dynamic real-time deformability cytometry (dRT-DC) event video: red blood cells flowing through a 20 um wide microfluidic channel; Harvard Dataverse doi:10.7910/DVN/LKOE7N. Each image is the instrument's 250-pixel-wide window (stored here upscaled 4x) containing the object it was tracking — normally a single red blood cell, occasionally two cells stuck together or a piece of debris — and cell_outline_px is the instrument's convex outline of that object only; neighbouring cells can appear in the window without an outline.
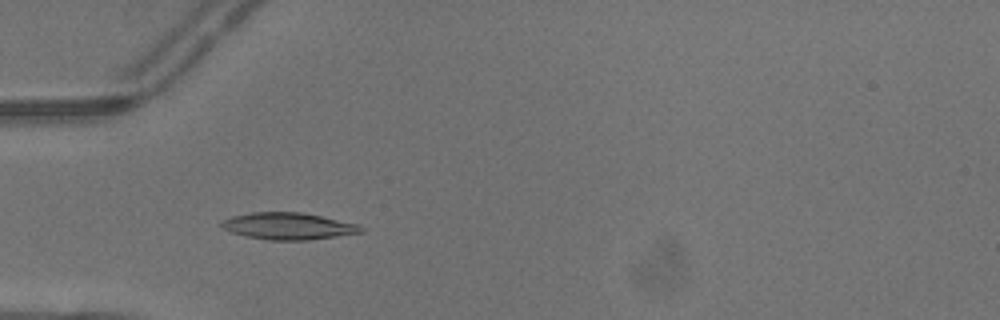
{"species": "common noctule bat (a hibernating species)", "species_latin": "Nyctalus noctula", "temperature_condition": "warm", "stored_images_in_passage": 4, "camera_frame_rate_fps": 3000, "um_per_image_px": 0.085, "animal": {"sex": "male", "body_mass_g": 13.3}, "frame": {"image": 1, "passage_image": 3, "time_ms": 0.667, "image_size_px": [1000, 320], "cell_outline_px": [[364, 232], [308, 240], [268, 240], [244, 236], [232, 232], [224, 228], [220, 224], [224, 220], [232, 216], [252, 212], [300, 212], [320, 216], [356, 224], [364, 228]], "centroid_in_image_um": [24.49, 19.22], "position_along_channel_um": 60.5, "area_um2": 21.56}}
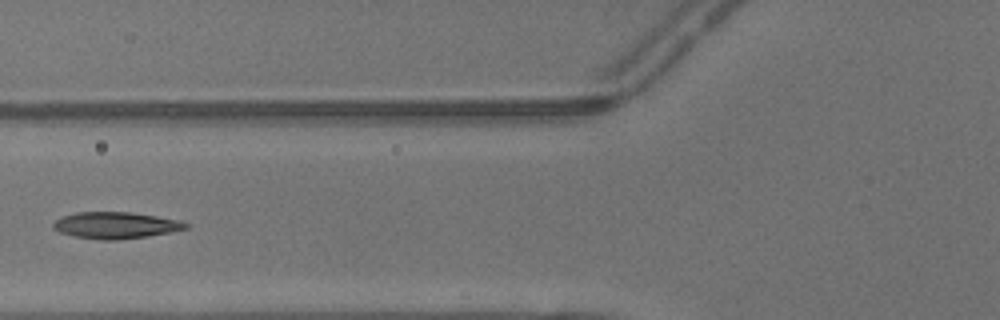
{"frame": {"image": 2, "passage_image": 4, "time_ms": 1.0, "image_size_px": [1000, 320], "cell_outline_px": [[188, 228], [148, 236], [116, 240], [104, 240], [72, 236], [60, 232], [52, 228], [52, 224], [56, 220], [64, 216], [76, 212], [132, 212], [180, 220], [188, 224]], "centroid_in_image_um": [9.81, 19.15], "position_along_channel_um": 116.0, "area_um2": 20.4}}